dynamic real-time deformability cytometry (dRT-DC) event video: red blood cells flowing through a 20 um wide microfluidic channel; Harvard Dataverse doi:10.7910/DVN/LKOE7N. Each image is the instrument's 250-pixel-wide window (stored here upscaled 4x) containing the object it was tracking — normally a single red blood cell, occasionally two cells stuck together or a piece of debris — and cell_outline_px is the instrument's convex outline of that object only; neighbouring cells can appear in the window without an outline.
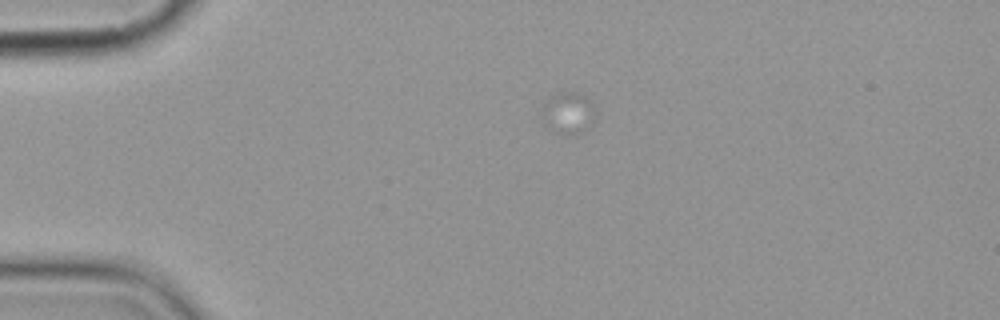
{"species": "common noctule bat (a hibernating species)", "species_latin": "Nyctalus noctula", "temperature_condition": "cold", "stored_images_in_passage": 3, "camera_frame_rate_fps": 3000, "um_per_image_px": 0.085, "animal": {"sex": "female", "body_mass_g": 19.9}, "frame": {"image": 1, "passage_image": 1, "time_ms": 0.0, "image_size_px": [1000, 320], "cell_outline_px": [[596, 112], [588, 128], [572, 136], [564, 136], [552, 128], [544, 120], [544, 104], [552, 96], [572, 88], [584, 96], [596, 108]], "centroid_in_image_um": [48.36, 9.58], "position_along_channel_um": 36.6, "area_um2": 12.77}}
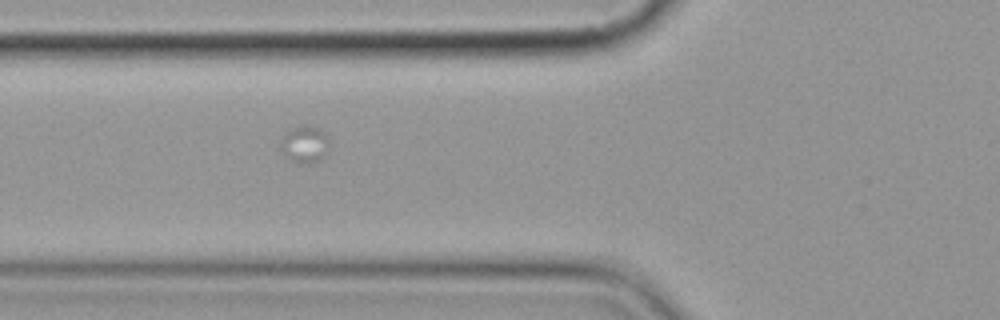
{"frame": {"image": 2, "passage_image": 3, "time_ms": 3.333, "image_size_px": [1000, 320], "cell_outline_px": [[328, 148], [320, 160], [308, 164], [300, 164], [284, 156], [280, 148], [280, 144], [288, 128], [304, 124], [320, 128], [328, 136]], "centroid_in_image_um": [25.88, 12.24], "position_along_channel_um": 99.9, "area_um2": 10.69}}